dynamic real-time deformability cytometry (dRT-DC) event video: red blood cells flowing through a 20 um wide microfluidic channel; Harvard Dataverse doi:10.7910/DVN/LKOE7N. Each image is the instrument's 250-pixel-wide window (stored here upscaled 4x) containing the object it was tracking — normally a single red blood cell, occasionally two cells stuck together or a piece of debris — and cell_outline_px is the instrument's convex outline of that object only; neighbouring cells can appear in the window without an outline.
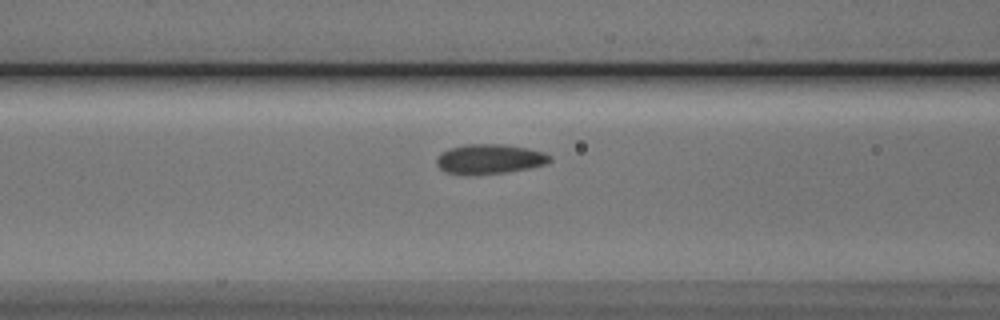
{"species": "Egyptian fruit bat (a non-hibernating species)", "species_latin": "Rousettus aegyptiacus", "temperature_condition": "cold", "stored_images_in_passage": 18, "camera_frame_rate_fps": 3000, "um_per_image_px": 0.085, "animal": {"sex": "male"}, "frame": {"image": 1, "passage_image": 16, "time_ms": 5.0, "image_size_px": [1000, 320], "cell_outline_px": [[552, 160], [548, 164], [528, 168], [504, 172], [444, 172], [436, 164], [436, 156], [440, 152], [448, 148], [464, 144], [504, 144], [528, 148], [544, 152], [552, 156]], "centroid_in_image_um": [41.64, 13.46], "position_along_channel_um": 125.0, "area_um2": 19.25}}